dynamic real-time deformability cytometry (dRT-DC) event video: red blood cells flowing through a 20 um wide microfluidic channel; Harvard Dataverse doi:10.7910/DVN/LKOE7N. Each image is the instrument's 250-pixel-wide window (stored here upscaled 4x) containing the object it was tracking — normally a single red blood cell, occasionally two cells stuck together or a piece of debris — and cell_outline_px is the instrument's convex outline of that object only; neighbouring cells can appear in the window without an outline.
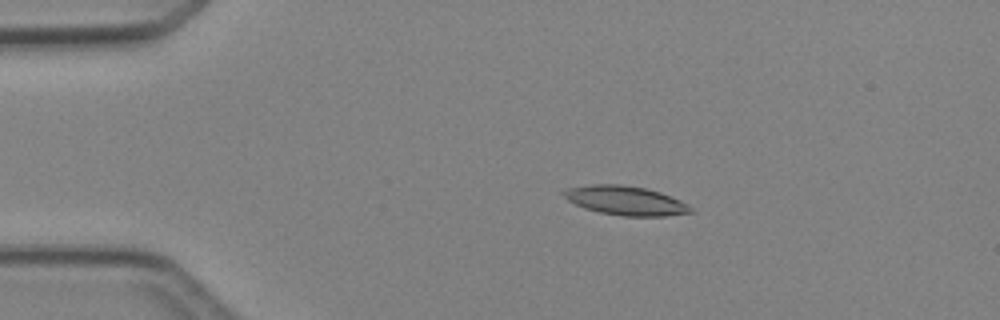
{"species": "Egyptian fruit bat (a non-hibernating species)", "species_latin": "Rousettus aegyptiacus", "temperature_condition": "cold", "stored_images_in_passage": 13, "camera_frame_rate_fps": 3000, "um_per_image_px": 0.085, "animal": {"sex": "female"}, "frame": {"image": 1, "passage_image": 8, "time_ms": 2.333, "image_size_px": [1000, 320], "cell_outline_px": [[676, 212], [608, 212], [592, 208], [592, 188], [636, 188], [652, 192], [664, 196], [672, 200]], "centroid_in_image_um": [53.56, 17.07], "position_along_channel_um": 31.4, "area_um2": 12.48}}